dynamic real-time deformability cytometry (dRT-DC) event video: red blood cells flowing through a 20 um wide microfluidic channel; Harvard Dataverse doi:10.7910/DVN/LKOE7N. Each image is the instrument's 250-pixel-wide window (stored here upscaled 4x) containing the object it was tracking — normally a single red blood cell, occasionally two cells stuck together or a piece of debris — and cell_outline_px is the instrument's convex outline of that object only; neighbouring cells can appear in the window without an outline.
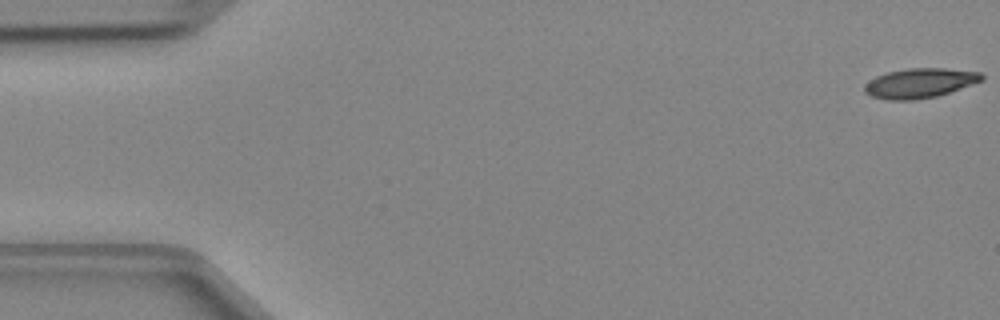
{"species": "Egyptian fruit bat (a non-hibernating species)", "species_latin": "Rousettus aegyptiacus", "temperature_condition": "cold", "stored_images_in_passage": 11, "camera_frame_rate_fps": 3000, "um_per_image_px": 0.085, "animal": {"sex": "female"}, "frame": {"image": 1, "passage_image": 1, "time_ms": 0.0, "image_size_px": [1000, 320], "cell_outline_px": [[984, 80], [936, 96], [916, 100], [888, 100], [872, 96], [864, 92], [864, 84], [868, 80], [876, 76], [888, 72], [908, 68], [944, 68], [980, 72], [984, 76]], "centroid_in_image_um": [78.15, 7.06], "position_along_channel_um": 6.8, "area_um2": 20.23}}